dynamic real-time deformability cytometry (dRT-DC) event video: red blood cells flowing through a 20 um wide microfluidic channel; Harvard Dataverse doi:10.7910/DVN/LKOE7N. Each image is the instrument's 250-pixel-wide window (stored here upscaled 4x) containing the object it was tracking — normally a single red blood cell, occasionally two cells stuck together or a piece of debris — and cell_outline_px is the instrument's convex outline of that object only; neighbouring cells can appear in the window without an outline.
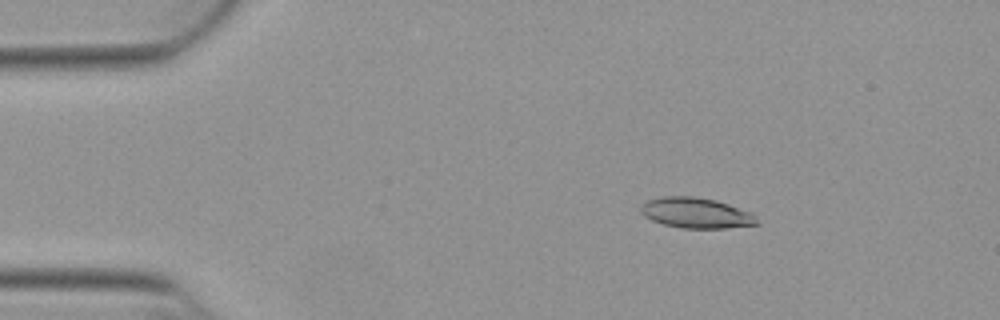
{"species": "Egyptian fruit bat (a non-hibernating species)", "species_latin": "Rousettus aegyptiacus", "temperature_condition": "warm", "stored_images_in_passage": 53, "camera_frame_rate_fps": 3000, "um_per_image_px": 0.085, "animal": {"sex": "female"}, "frame": {"image": 1, "passage_image": 9, "time_ms": 2.667, "image_size_px": [1000, 320], "cell_outline_px": [[760, 224], [724, 228], [680, 228], [664, 224], [652, 220], [644, 216], [640, 212], [640, 208], [648, 200], [660, 196], [692, 196], [716, 200], [752, 212]], "centroid_in_image_um": [59.17, 18.1], "position_along_channel_um": 25.8, "area_um2": 20.63}}
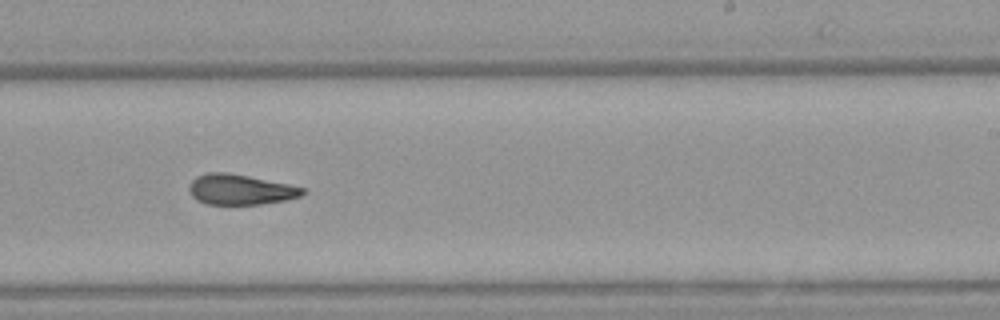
{"frame": {"image": 2, "passage_image": 33, "time_ms": 10.667, "image_size_px": [1000, 320], "cell_outline_px": [[304, 192], [300, 196], [284, 200], [260, 204], [208, 204], [192, 196], [188, 188], [192, 180], [196, 176], [208, 172], [228, 172], [288, 184], [304, 188]], "centroid_in_image_um": [20.4, 16.1], "position_along_channel_um": 268.6, "area_um2": 19.77}}
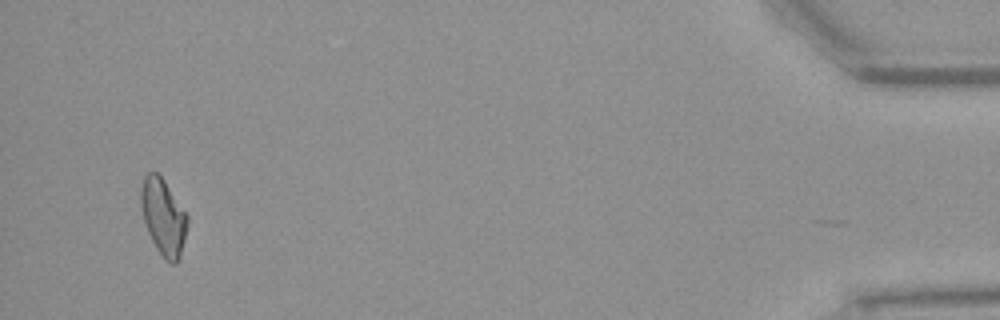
{"frame": {"image": 3, "passage_image": 51, "time_ms": 16.667, "image_size_px": [1000, 320], "cell_outline_px": [[188, 224], [180, 256], [176, 264], [172, 264], [164, 260], [156, 248], [148, 232], [140, 208], [140, 192], [144, 176], [148, 172], [156, 172], [164, 180], [188, 216]], "centroid_in_image_um": [13.87, 18.45], "position_along_channel_um": 421.3, "area_um2": 20.63}, "authors_computed_cell_mechanics": {"area_um2": 20.4034, "velocity_mm_per_s": 3.9005, "shape_relaxation_time_tau1_ms": null, "shape_relaxation_time_tau2_ms": 3.8887, "deformation_change_tau1": null, "deformation_change_tau2": 0.1143}}